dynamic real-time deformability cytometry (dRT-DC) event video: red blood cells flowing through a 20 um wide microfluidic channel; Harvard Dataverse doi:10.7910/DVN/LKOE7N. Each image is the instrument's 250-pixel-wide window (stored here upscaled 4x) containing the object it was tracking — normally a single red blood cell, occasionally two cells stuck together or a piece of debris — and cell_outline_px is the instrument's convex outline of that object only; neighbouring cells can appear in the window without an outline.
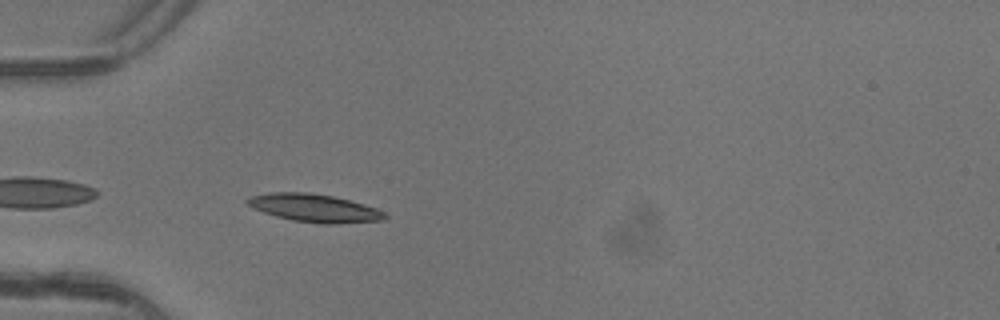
{"species": "common noctule bat (a hibernating species)", "species_latin": "Nyctalus noctula", "temperature_condition": "warm", "stored_images_in_passage": 5, "camera_frame_rate_fps": 3000, "um_per_image_px": 0.085, "animal": {"sex": "female"}, "frame": {"image": 1, "passage_image": 5, "time_ms": 1.333, "image_size_px": [1000, 320], "cell_outline_px": [[388, 216], [384, 220], [336, 224], [320, 224], [292, 220], [276, 216], [252, 208], [244, 200], [252, 196], [268, 192], [308, 192], [332, 196], [364, 204], [376, 208], [384, 212]], "centroid_in_image_um": [26.72, 17.69], "position_along_channel_um": 58.3, "area_um2": 22.43}}